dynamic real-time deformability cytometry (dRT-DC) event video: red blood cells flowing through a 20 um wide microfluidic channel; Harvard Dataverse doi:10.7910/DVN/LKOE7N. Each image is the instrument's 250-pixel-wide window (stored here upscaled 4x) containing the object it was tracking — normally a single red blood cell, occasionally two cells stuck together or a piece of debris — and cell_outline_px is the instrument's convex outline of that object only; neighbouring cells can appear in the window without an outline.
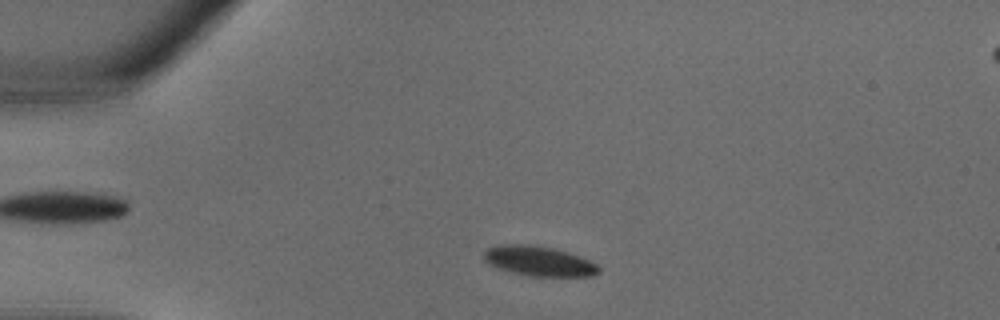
{"species": "common noctule bat (a hibernating species)", "species_latin": "Nyctalus noctula", "temperature_condition": "warm", "stored_images_in_passage": 29, "camera_frame_rate_fps": 3000, "um_per_image_px": 0.085, "animal": {"sex": "male", "body_mass_g": 18.8}, "frame": {"image": 1, "passage_image": 3, "time_ms": 0.667, "image_size_px": [1000, 320], "cell_outline_px": [[600, 272], [592, 276], [532, 276], [512, 272], [496, 268], [488, 264], [484, 260], [484, 252], [488, 248], [500, 244], [528, 244], [552, 248], [568, 252], [580, 256], [596, 264], [600, 268]], "centroid_in_image_um": [45.79, 22.19], "position_along_channel_um": 39.2, "area_um2": 20.0}}
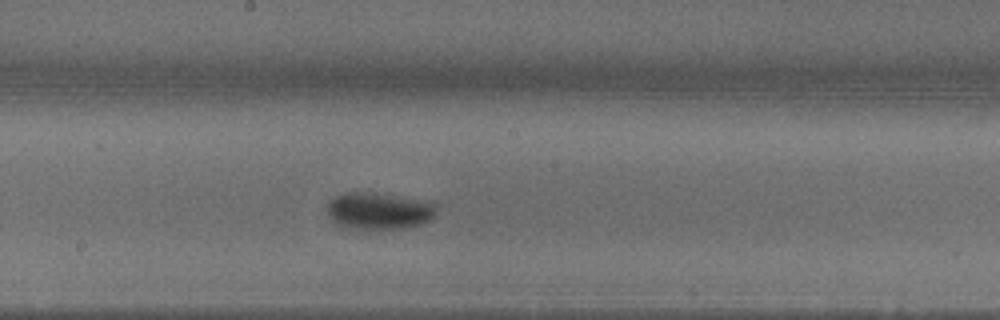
{"frame": {"image": 2, "passage_image": 14, "time_ms": 4.333, "image_size_px": [1000, 320], "cell_outline_px": [[436, 212], [428, 220], [420, 224], [400, 228], [368, 232], [360, 232], [344, 228], [336, 224], [328, 216], [328, 200], [336, 196], [348, 192], [360, 192], [388, 196], [436, 204]], "centroid_in_image_um": [32.07, 18.01], "position_along_channel_um": 216.1, "area_um2": 23.41}}
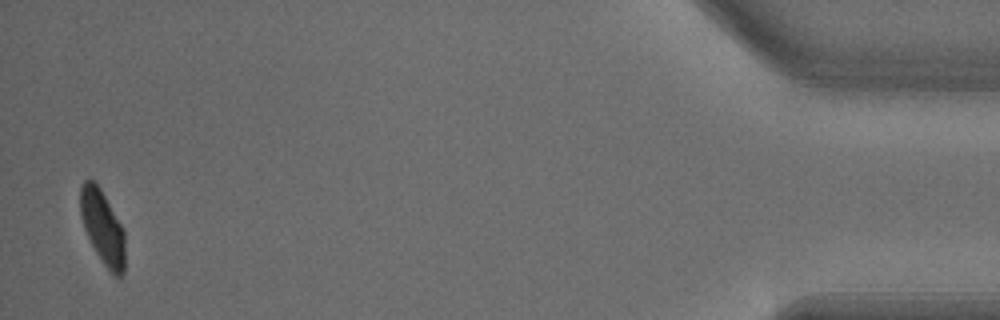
{"frame": {"image": 3, "passage_image": 29, "time_ms": 9.333, "image_size_px": [1000, 320], "cell_outline_px": [[124, 272], [120, 276], [112, 276], [96, 252], [84, 228], [80, 216], [80, 184], [84, 180], [92, 180], [100, 188], [124, 228]], "centroid_in_image_um": [8.72, 19.31], "position_along_channel_um": 426.5, "area_um2": 19.25}}